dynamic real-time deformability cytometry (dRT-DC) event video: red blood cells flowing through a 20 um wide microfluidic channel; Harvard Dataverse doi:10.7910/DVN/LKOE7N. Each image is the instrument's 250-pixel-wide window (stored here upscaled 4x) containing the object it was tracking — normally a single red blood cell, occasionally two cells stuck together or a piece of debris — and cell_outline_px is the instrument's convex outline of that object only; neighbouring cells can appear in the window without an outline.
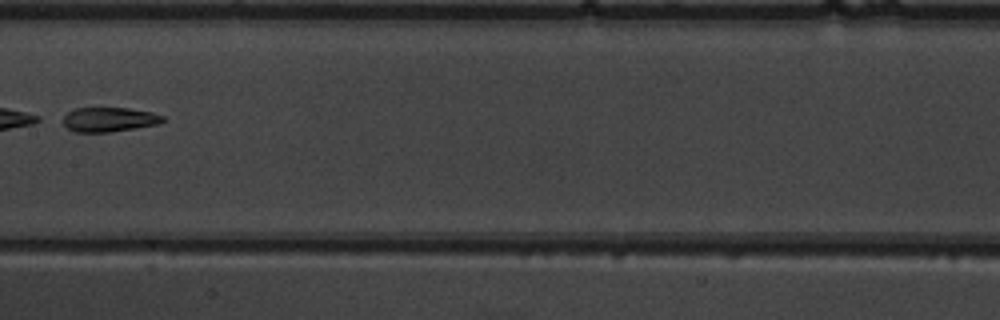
{"species": "common noctule bat (a hibernating species)", "species_latin": "Nyctalus noctula", "temperature_condition": "warm", "stored_images_in_passage": 9, "camera_frame_rate_fps": 3000, "um_per_image_px": 0.085, "animal": {"sex": "male", "body_mass_g": 19.5, "forearm_length_mm": 54.6}, "frame": {"image": 1, "passage_image": 8, "time_ms": 9.0, "image_size_px": [1000, 320], "cell_outline_px": [[164, 120], [160, 124], [112, 132], [72, 132], [64, 124], [64, 116], [68, 112], [76, 108], [128, 108], [152, 112], [164, 116]], "centroid_in_image_um": [9.3, 10.16], "position_along_channel_um": 198.1, "area_um2": 14.28}}
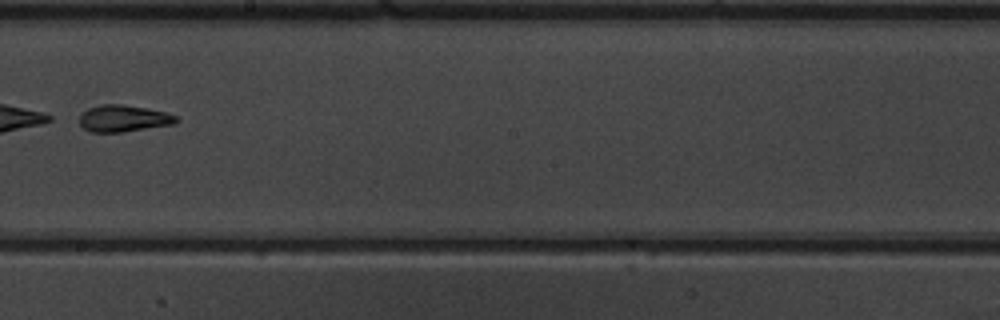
{"frame": {"image": 2, "passage_image": 9, "time_ms": 10.0, "image_size_px": [1000, 320], "cell_outline_px": [[180, 120], [172, 124], [124, 132], [92, 132], [84, 128], [80, 124], [80, 116], [88, 108], [100, 104], [124, 104], [168, 112], [176, 116]], "centroid_in_image_um": [10.52, 10.06], "position_along_channel_um": 237.7, "area_um2": 15.09}}